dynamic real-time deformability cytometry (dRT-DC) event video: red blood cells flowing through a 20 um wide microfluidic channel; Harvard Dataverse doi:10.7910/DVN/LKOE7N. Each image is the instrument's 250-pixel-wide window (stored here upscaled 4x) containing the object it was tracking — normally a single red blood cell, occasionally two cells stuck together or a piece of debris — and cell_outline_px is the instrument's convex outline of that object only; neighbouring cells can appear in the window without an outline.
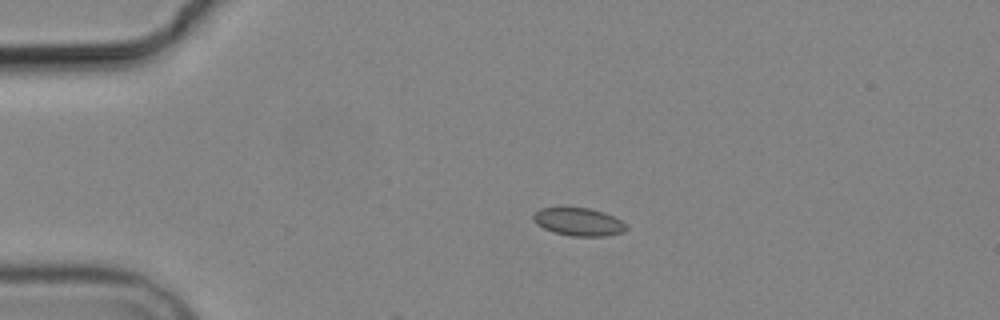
{"species": "common noctule bat (a hibernating species)", "species_latin": "Nyctalus noctula", "temperature_condition": "cold", "stored_images_in_passage": 4, "camera_frame_rate_fps": 3000, "um_per_image_px": 0.085, "animal": {"sex": "male", "body_mass_g": 19.2, "forearm_length_mm": 51.8}, "frame": {"image": 1, "passage_image": 2, "time_ms": 2.0, "image_size_px": [1000, 320], "cell_outline_px": [[628, 228], [624, 232], [604, 236], [572, 236], [552, 232], [536, 224], [532, 216], [540, 208], [588, 208], [604, 212], [628, 224]], "centroid_in_image_um": [49.2, 18.87], "position_along_channel_um": 35.8, "area_um2": 15.09}}
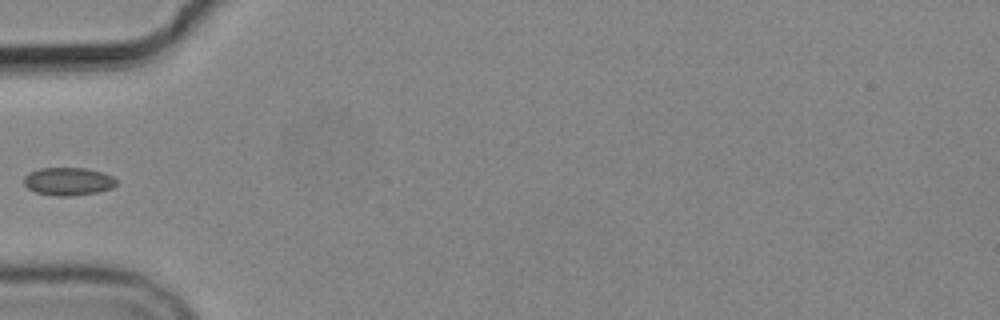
{"frame": {"image": 2, "passage_image": 4, "time_ms": 4.333, "image_size_px": [1000, 320], "cell_outline_px": [[116, 184], [112, 188], [96, 192], [68, 196], [56, 196], [36, 192], [28, 188], [24, 184], [24, 176], [28, 172], [40, 168], [88, 168], [104, 172], [112, 176], [116, 180]], "centroid_in_image_um": [5.79, 15.4], "position_along_channel_um": 79.2, "area_um2": 15.09}}